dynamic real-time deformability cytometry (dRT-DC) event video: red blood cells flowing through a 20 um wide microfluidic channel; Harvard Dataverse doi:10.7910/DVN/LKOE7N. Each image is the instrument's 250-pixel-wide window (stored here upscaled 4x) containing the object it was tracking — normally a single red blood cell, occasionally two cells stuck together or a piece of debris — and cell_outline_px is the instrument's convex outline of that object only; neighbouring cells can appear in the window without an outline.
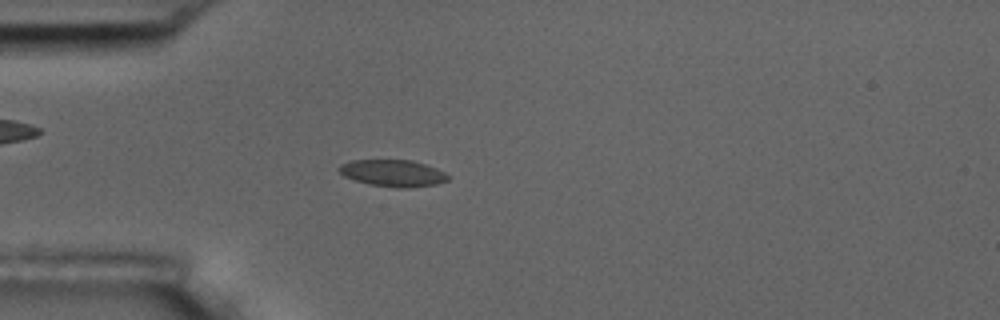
{"species": "common noctule bat (a hibernating species)", "species_latin": "Nyctalus noctula", "temperature_condition": "room temperature", "stored_images_in_passage": 56, "camera_frame_rate_fps": 3000, "um_per_image_px": 0.085, "animal": {"sex": "male", "body_mass_g": 17.5, "forearm_length_mm": 52.3}, "frame": {"image": 1, "passage_image": 16, "time_ms": 5.0, "image_size_px": [1000, 320], "cell_outline_px": [[452, 176], [448, 180], [436, 184], [404, 188], [396, 188], [372, 184], [356, 180], [344, 176], [336, 168], [340, 164], [352, 160], [412, 160], [436, 168]], "centroid_in_image_um": [33.41, 14.71], "position_along_channel_um": 51.6, "area_um2": 16.94}}
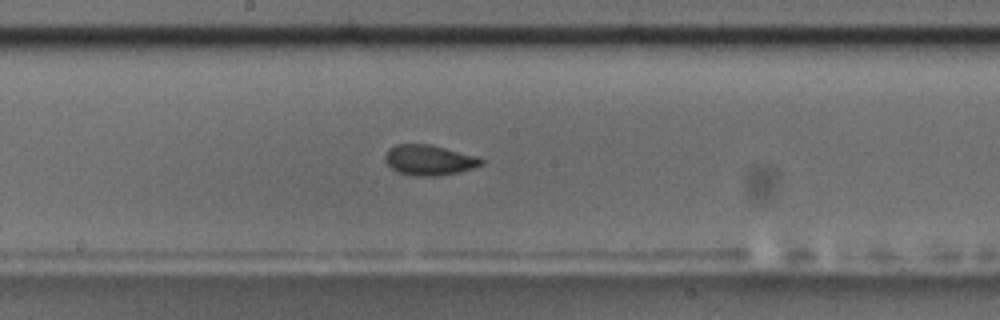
{"frame": {"image": 2, "passage_image": 30, "time_ms": 9.667, "image_size_px": [1000, 320], "cell_outline_px": [[484, 164], [460, 172], [436, 176], [416, 176], [400, 172], [392, 168], [384, 160], [384, 156], [388, 148], [396, 144], [432, 144], [480, 156], [484, 160]], "centroid_in_image_um": [36.52, 13.59], "position_along_channel_um": 211.7, "area_um2": 17.28}}
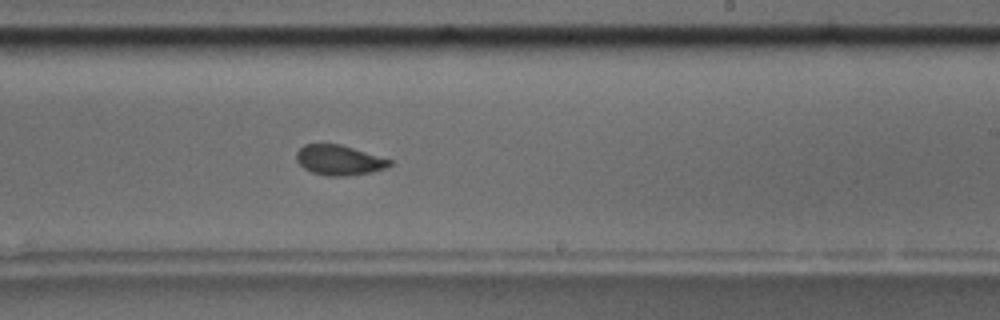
{"frame": {"image": 3, "passage_image": 34, "time_ms": 11.0, "image_size_px": [1000, 320], "cell_outline_px": [[392, 164], [384, 168], [372, 172], [348, 176], [328, 176], [312, 172], [304, 168], [296, 160], [296, 152], [304, 144], [340, 144], [392, 160]], "centroid_in_image_um": [28.81, 13.61], "position_along_channel_um": 260.2, "area_um2": 16.24}, "authors_computed_cell_mechanics": {"area_um2": 16.5597, "velocity_mm_per_s": 3.6477, "shape_relaxation_time_tau1_ms": 3.642, "shape_relaxation_time_tau2_ms": 0.7878, "deformation_change_tau1": 0.1173, "deformation_change_tau2": 0.0426}}